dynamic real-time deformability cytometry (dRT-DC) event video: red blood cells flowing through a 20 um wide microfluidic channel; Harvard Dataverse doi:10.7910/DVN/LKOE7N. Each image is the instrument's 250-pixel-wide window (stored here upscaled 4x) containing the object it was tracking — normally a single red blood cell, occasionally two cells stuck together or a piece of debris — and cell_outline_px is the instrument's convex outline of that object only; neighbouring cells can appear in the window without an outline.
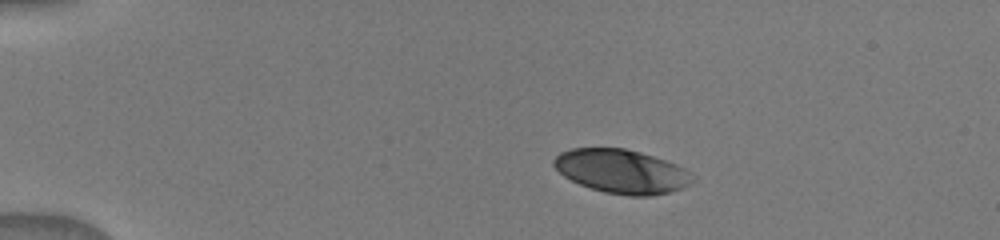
{"species": "human", "species_latin": "Homo sapiens", "temperature_condition": "warm", "stored_images_in_passage": 42, "camera_frame_rate_fps": 3000, "um_per_image_px": 0.085, "donor": {"sex": "male"}, "frame": {"image": 1, "passage_image": 1, "time_ms": 0.0, "image_size_px": [1000, 240], "cell_outline_px": [[696, 180], [692, 184], [668, 192], [652, 196], [628, 196], [604, 192], [580, 184], [564, 176], [552, 164], [552, 160], [560, 152], [572, 148], [624, 148], [640, 152], [676, 164], [684, 168]], "centroid_in_image_um": [52.83, 14.57], "position_along_channel_um": 32.2, "area_um2": 35.32}}
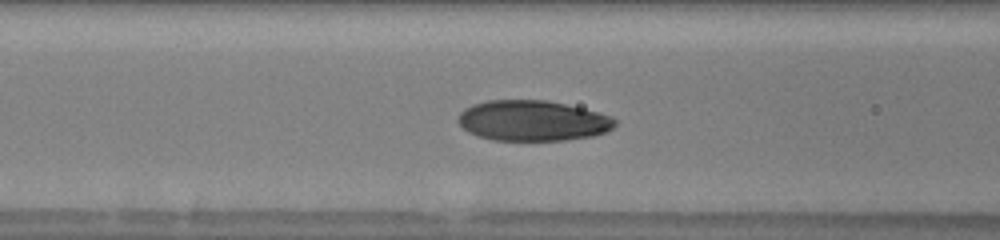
{"frame": {"image": 2, "passage_image": 15, "time_ms": 4.0, "image_size_px": [1000, 240], "cell_outline_px": [[616, 124], [608, 132], [592, 136], [564, 140], [492, 140], [468, 132], [456, 120], [460, 112], [464, 108], [472, 104], [488, 100], [548, 100], [612, 116], [616, 120]], "centroid_in_image_um": [45.26, 10.25], "position_along_channel_um": 121.3, "area_um2": 36.99}}
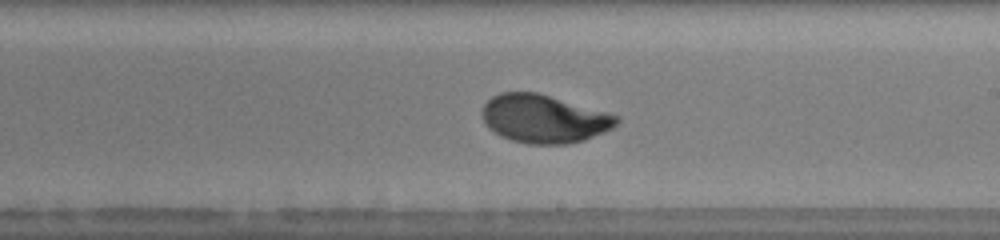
{"frame": {"image": 3, "passage_image": 27, "time_ms": 7.0, "image_size_px": [1000, 240], "cell_outline_px": [[620, 120], [612, 128], [604, 132], [584, 140], [568, 144], [528, 144], [512, 140], [500, 136], [488, 128], [480, 112], [484, 104], [492, 96], [500, 92], [536, 92], [608, 112], [620, 116]], "centroid_in_image_um": [46.23, 10.09], "position_along_channel_um": 242.8, "area_um2": 37.92}}